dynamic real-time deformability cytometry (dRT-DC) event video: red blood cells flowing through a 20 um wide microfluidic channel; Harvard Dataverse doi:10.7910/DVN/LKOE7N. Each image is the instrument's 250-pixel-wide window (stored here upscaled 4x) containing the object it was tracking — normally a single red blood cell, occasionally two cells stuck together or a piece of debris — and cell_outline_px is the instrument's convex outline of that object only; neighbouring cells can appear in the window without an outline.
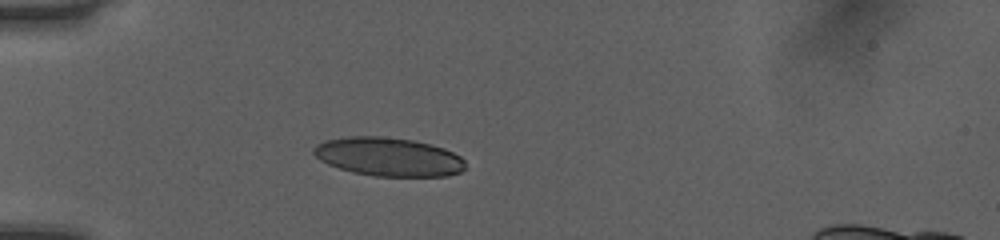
{"species": "human", "species_latin": "Homo sapiens", "temperature_condition": "room temperature", "stored_images_in_passage": 36, "camera_frame_rate_fps": 3000, "um_per_image_px": 0.085, "donor": {"sex": "female"}, "frame": {"image": 1, "passage_image": 1, "time_ms": 0.0, "image_size_px": [1000, 240], "cell_outline_px": [[464, 168], [460, 172], [448, 176], [376, 176], [352, 172], [328, 164], [320, 160], [312, 152], [312, 148], [316, 144], [324, 140], [348, 136], [380, 136], [412, 140], [444, 148], [460, 156], [464, 160]], "centroid_in_image_um": [32.99, 13.32], "position_along_channel_um": 52.0, "area_um2": 34.1}}
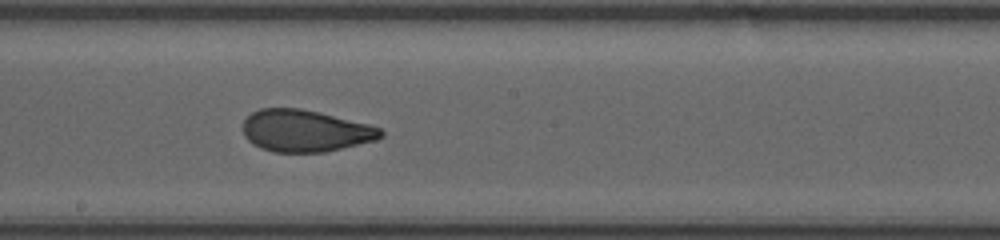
{"frame": {"image": 2, "passage_image": 15, "time_ms": 4.667, "image_size_px": [1000, 240], "cell_outline_px": [[384, 136], [376, 140], [324, 152], [276, 152], [260, 148], [252, 144], [244, 136], [244, 120], [252, 112], [260, 108], [300, 108], [320, 112], [368, 124], [380, 128], [384, 132]], "centroid_in_image_um": [25.94, 11.11], "position_along_channel_um": 222.3, "area_um2": 33.64}}
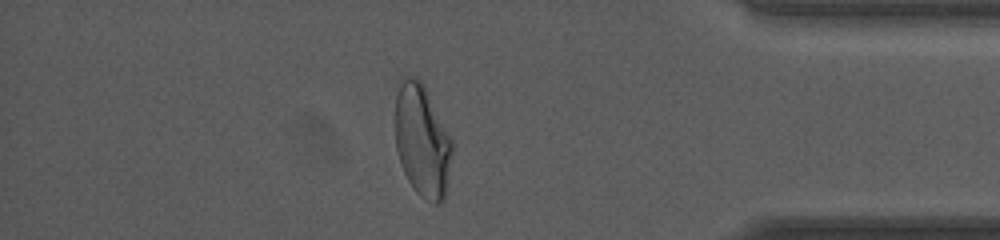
{"frame": {"image": 3, "passage_image": 30, "time_ms": 9.667, "image_size_px": [1000, 240], "cell_outline_px": [[452, 152], [444, 200], [440, 204], [432, 204], [424, 200], [416, 192], [408, 180], [404, 172], [396, 148], [396, 96], [400, 84], [404, 76], [408, 76], [420, 80], [424, 84], [452, 140]], "centroid_in_image_um": [35.89, 12.0], "position_along_channel_um": 399.3, "area_um2": 36.99}, "authors_computed_cell_mechanics": {"area_um2": 34.7089, "velocity_mm_per_s": 4.0585, "shape_relaxation_time_tau1_ms": 8.3297, "shape_relaxation_time_tau2_ms": 0.9308, "deformation_change_tau1": 0.2372, "deformation_change_tau2": 0.0717}}